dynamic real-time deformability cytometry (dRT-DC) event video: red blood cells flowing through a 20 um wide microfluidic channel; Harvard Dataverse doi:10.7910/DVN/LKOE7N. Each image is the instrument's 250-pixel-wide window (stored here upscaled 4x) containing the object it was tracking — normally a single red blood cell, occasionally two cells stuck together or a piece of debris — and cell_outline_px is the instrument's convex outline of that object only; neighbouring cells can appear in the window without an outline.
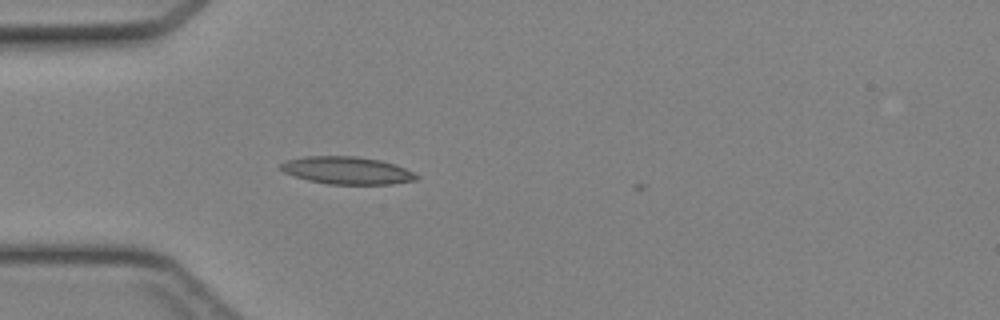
{"species": "Egyptian fruit bat (a non-hibernating species)", "species_latin": "Rousettus aegyptiacus", "temperature_condition": "cold", "stored_images_in_passage": 29, "camera_frame_rate_fps": 3000, "um_per_image_px": 0.085, "animal": {"sex": "female"}, "frame": {"image": 1, "passage_image": 1, "time_ms": 0.0, "image_size_px": [1000, 320], "cell_outline_px": [[420, 176], [416, 180], [392, 184], [328, 184], [308, 180], [284, 172], [280, 168], [280, 164], [288, 160], [304, 156], [356, 156], [380, 160], [404, 168]], "centroid_in_image_um": [29.49, 14.49], "position_along_channel_um": 55.5, "area_um2": 21.56}}
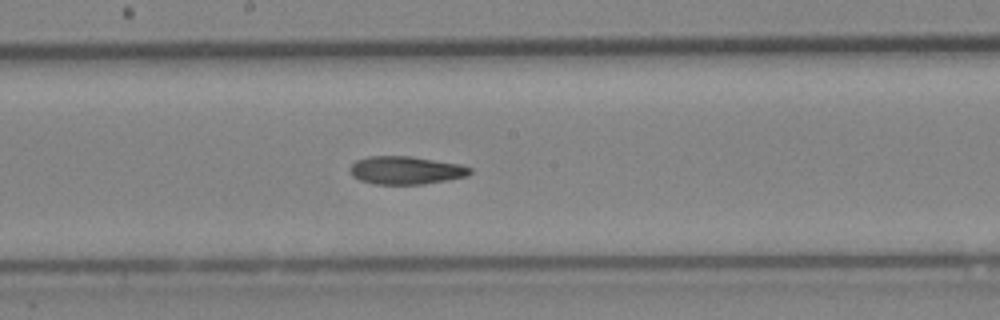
{"frame": {"image": 2, "passage_image": 12, "time_ms": 3.667, "image_size_px": [1000, 320], "cell_outline_px": [[472, 172], [468, 176], [424, 184], [372, 184], [360, 180], [352, 176], [348, 168], [356, 160], [368, 156], [412, 156], [460, 164], [472, 168]], "centroid_in_image_um": [34.48, 14.47], "position_along_channel_um": 213.7, "area_um2": 19.77}}
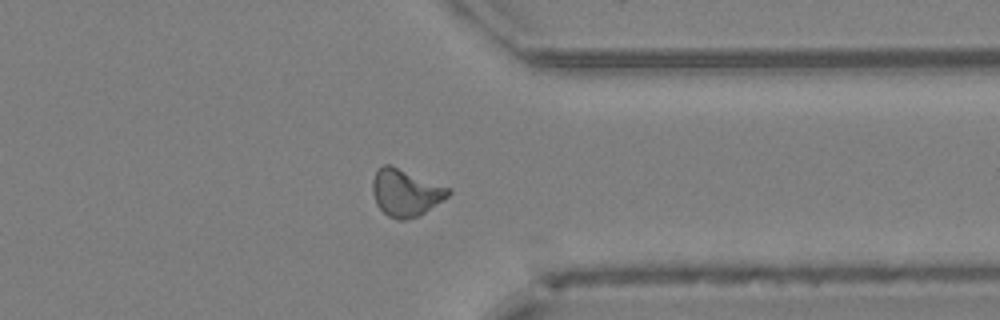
{"frame": {"image": 3, "passage_image": 23, "time_ms": 7.333, "image_size_px": [1000, 320], "cell_outline_px": [[452, 192], [448, 196], [420, 216], [404, 220], [396, 220], [388, 216], [376, 204], [372, 192], [372, 180], [376, 172], [384, 164], [392, 164], [452, 188]], "centroid_in_image_um": [34.5, 16.36], "position_along_channel_um": 376.9, "area_um2": 21.15}}